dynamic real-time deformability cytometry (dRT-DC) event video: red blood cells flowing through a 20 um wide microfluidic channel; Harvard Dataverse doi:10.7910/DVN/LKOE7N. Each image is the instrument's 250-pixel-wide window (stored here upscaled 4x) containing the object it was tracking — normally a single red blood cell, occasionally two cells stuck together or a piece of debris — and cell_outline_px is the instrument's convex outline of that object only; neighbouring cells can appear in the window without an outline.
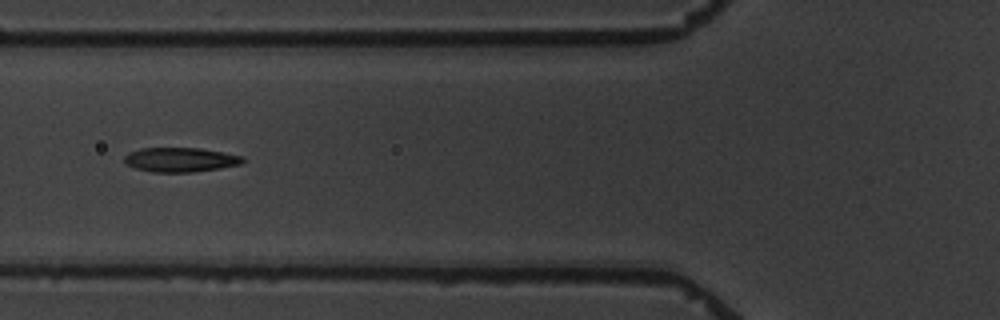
{"species": "common noctule bat (a hibernating species)", "species_latin": "Nyctalus noctula", "temperature_condition": "warm", "stored_images_in_passage": 10, "camera_frame_rate_fps": 3000, "um_per_image_px": 0.085, "animal": {"sex": "male", "body_mass_g": 19.5, "forearm_length_mm": 54.6}, "frame": {"image": 1, "passage_image": 6, "time_ms": 6.0, "image_size_px": [1000, 320], "cell_outline_px": [[248, 160], [240, 164], [220, 168], [192, 172], [152, 172], [136, 168], [124, 164], [124, 156], [128, 152], [140, 148], [200, 148], [244, 156]], "centroid_in_image_um": [15.33, 13.57], "position_along_channel_um": 110.5, "area_um2": 16.99}}
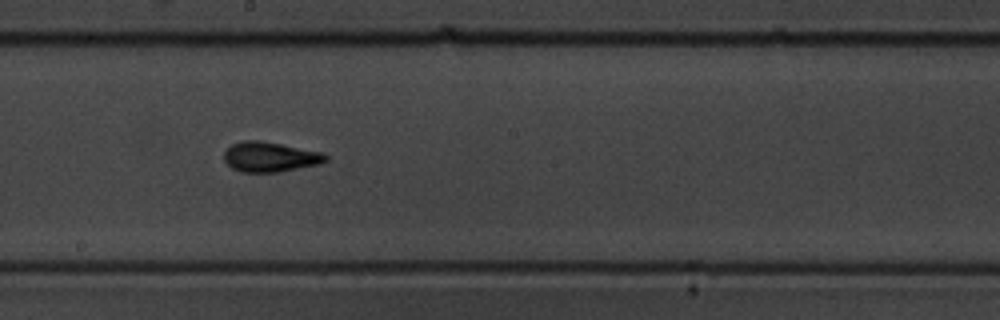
{"frame": {"image": 2, "passage_image": 9, "time_ms": 9.333, "image_size_px": [1000, 320], "cell_outline_px": [[328, 160], [320, 164], [280, 172], [240, 172], [232, 168], [224, 160], [224, 152], [232, 144], [240, 140], [260, 140], [320, 152], [328, 156]], "centroid_in_image_um": [22.93, 13.34], "position_along_channel_um": 225.3, "area_um2": 17.74}}
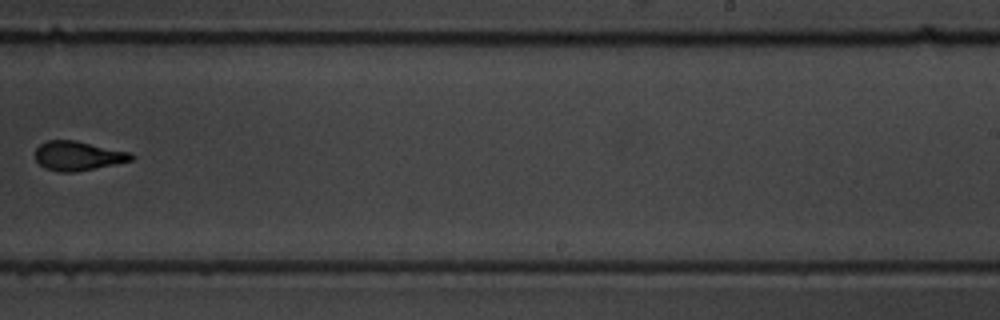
{"frame": {"image": 3, "passage_image": 10, "time_ms": 11.0, "image_size_px": [1000, 320], "cell_outline_px": [[136, 156], [132, 160], [116, 164], [72, 172], [60, 172], [44, 168], [36, 160], [36, 148], [40, 144], [48, 140], [76, 140], [132, 152]], "centroid_in_image_um": [6.66, 13.23], "position_along_channel_um": 282.3, "area_um2": 16.47}}